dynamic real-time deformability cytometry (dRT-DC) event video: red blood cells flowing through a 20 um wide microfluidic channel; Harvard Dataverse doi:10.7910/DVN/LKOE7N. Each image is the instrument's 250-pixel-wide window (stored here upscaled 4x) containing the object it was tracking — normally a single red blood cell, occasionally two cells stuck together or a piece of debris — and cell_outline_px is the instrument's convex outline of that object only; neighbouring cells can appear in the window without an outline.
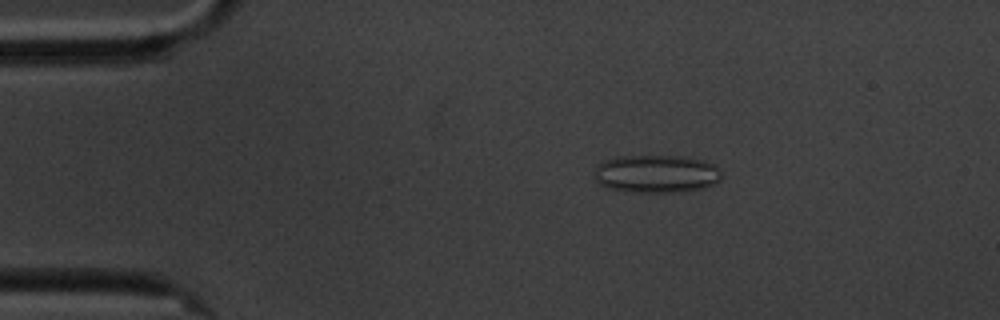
{"species": "common noctule bat (a hibernating species)", "species_latin": "Nyctalus noctula", "temperature_condition": "cold", "stored_images_in_passage": 55, "camera_frame_rate_fps": 3000, "um_per_image_px": 0.085, "animal": {"sex": "male", "body_mass_g": 20.1, "forearm_length_mm": 53.5}, "frame": {"image": 1, "passage_image": 7, "time_ms": 2.0, "image_size_px": [1000, 320], "cell_outline_px": [[724, 176], [720, 180], [704, 188], [684, 192], [632, 192], [604, 188], [592, 176], [596, 164], [604, 160], [616, 156], [676, 156], [704, 160], [712, 164]], "centroid_in_image_um": [55.73, 14.78], "position_along_channel_um": 29.3, "area_um2": 28.55}}
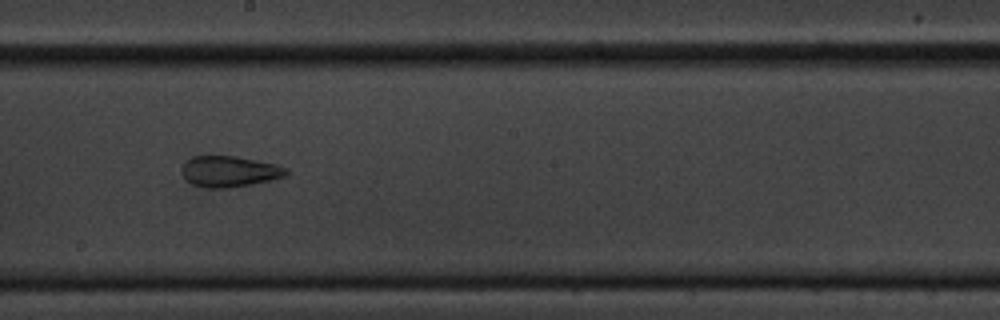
{"frame": {"image": 2, "passage_image": 29, "time_ms": 9.333, "image_size_px": [1000, 320], "cell_outline_px": [[288, 172], [284, 176], [272, 180], [252, 184], [228, 188], [208, 188], [192, 184], [180, 172], [180, 168], [192, 156], [236, 156], [276, 164], [288, 168]], "centroid_in_image_um": [19.5, 14.57], "position_along_channel_um": 228.7, "area_um2": 18.84}}
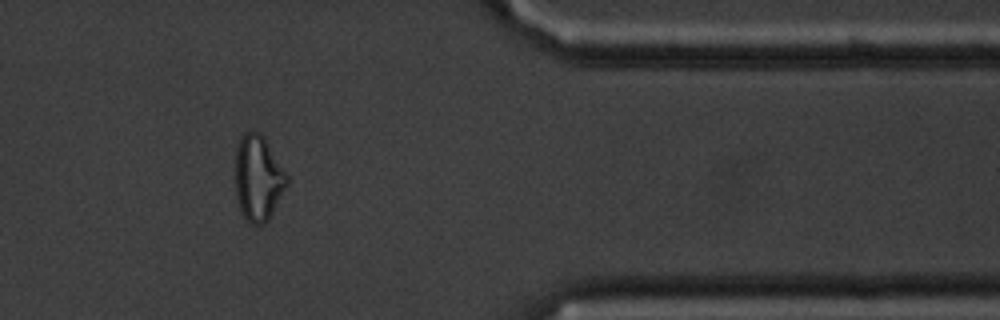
{"frame": {"image": 3, "passage_image": 45, "time_ms": 14.667, "image_size_px": [1000, 320], "cell_outline_px": [[288, 184], [268, 220], [264, 224], [248, 224], [240, 212], [236, 196], [236, 148], [240, 136], [248, 132], [260, 132], [264, 136], [288, 176]], "centroid_in_image_um": [21.93, 15.16], "position_along_channel_um": 389.5, "area_um2": 25.78}, "authors_computed_cell_mechanics": {"area_um2": 23.2934, "velocity_mm_per_s": 3.4011, "shape_relaxation_time_tau1_ms": null, "shape_relaxation_time_tau2_ms": 3.3014, "deformation_change_tau1": null, "deformation_change_tau2": 0.1064}}